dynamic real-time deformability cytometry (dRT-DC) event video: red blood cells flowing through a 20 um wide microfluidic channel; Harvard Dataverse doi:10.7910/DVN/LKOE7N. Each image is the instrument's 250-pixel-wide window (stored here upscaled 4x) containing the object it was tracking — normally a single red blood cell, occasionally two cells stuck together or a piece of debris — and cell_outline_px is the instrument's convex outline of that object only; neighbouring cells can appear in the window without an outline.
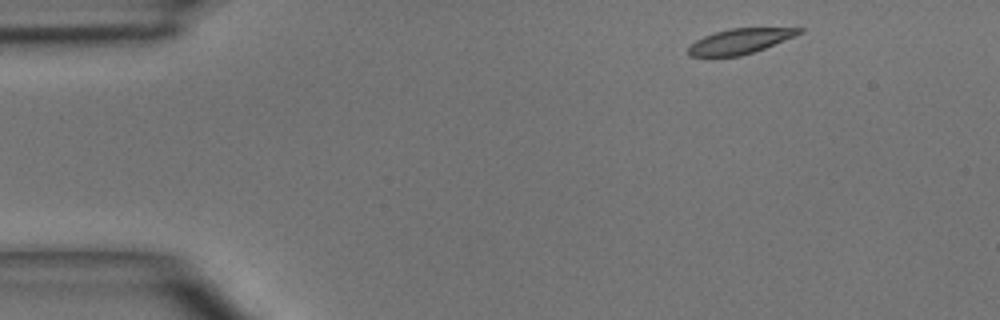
{"species": "common noctule bat (a hibernating species)", "species_latin": "Nyctalus noctula", "temperature_condition": "room temperature", "stored_images_in_passage": 3, "camera_frame_rate_fps": 3000, "um_per_image_px": 0.085, "animal": {"sex": "male", "body_mass_g": 15.6}, "frame": {"image": 1, "passage_image": 1, "time_ms": 0.0, "image_size_px": [1000, 320], "cell_outline_px": [[804, 32], [796, 36], [764, 48], [740, 56], [688, 56], [688, 48], [696, 40], [704, 36], [728, 28], [804, 28]], "centroid_in_image_um": [62.92, 3.49], "position_along_channel_um": 22.1, "area_um2": 16.07}}